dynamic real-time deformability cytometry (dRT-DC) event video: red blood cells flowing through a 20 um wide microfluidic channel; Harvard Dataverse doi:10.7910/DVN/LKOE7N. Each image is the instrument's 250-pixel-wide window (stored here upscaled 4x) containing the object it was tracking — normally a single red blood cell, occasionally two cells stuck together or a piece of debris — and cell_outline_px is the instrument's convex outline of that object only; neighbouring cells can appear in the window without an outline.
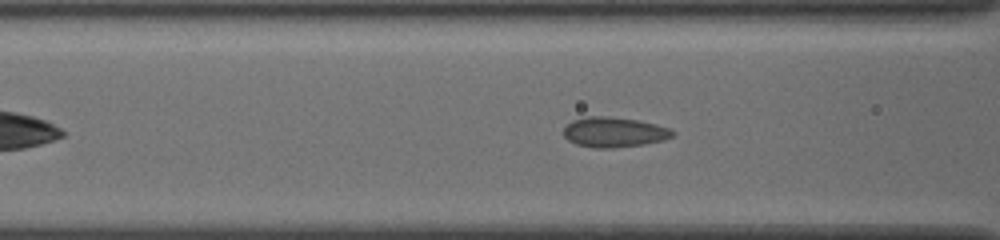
{"species": "common noctule bat (a hibernating species)", "species_latin": "Nyctalus noctula", "temperature_condition": "cold", "stored_images_in_passage": 32, "camera_frame_rate_fps": 3000, "um_per_image_px": 0.085, "animal": {"sex": "female", "body_mass_g": 19.5, "forearm_length_mm": 54.1}, "frame": {"image": 1, "passage_image": 7, "time_ms": 2.0, "image_size_px": [1000, 240], "cell_outline_px": [[676, 132], [672, 136], [664, 140], [644, 144], [612, 148], [592, 148], [576, 144], [568, 140], [564, 136], [564, 128], [572, 120], [588, 116], [604, 116], [640, 120], [656, 124], [668, 128]], "centroid_in_image_um": [52.19, 11.23], "position_along_channel_um": 114.4, "area_um2": 19.13}}
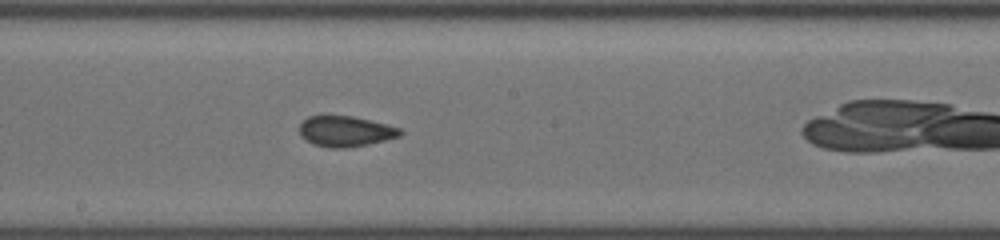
{"frame": {"image": 2, "passage_image": 15, "time_ms": 4.667, "image_size_px": [1000, 240], "cell_outline_px": [[404, 132], [400, 136], [368, 144], [344, 148], [328, 148], [312, 144], [300, 136], [300, 124], [308, 116], [352, 116], [388, 124], [400, 128]], "centroid_in_image_um": [29.37, 11.16], "position_along_channel_um": 218.8, "area_um2": 17.98}}
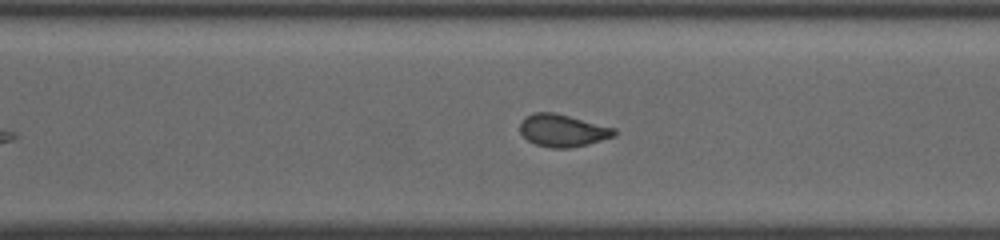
{"frame": {"image": 3, "passage_image": 23, "time_ms": 7.333, "image_size_px": [1000, 240], "cell_outline_px": [[616, 136], [588, 144], [568, 148], [552, 148], [536, 144], [528, 140], [520, 132], [520, 124], [524, 116], [536, 112], [556, 112], [616, 128]], "centroid_in_image_um": [47.84, 11.08], "position_along_channel_um": 322.8, "area_um2": 17.92}}